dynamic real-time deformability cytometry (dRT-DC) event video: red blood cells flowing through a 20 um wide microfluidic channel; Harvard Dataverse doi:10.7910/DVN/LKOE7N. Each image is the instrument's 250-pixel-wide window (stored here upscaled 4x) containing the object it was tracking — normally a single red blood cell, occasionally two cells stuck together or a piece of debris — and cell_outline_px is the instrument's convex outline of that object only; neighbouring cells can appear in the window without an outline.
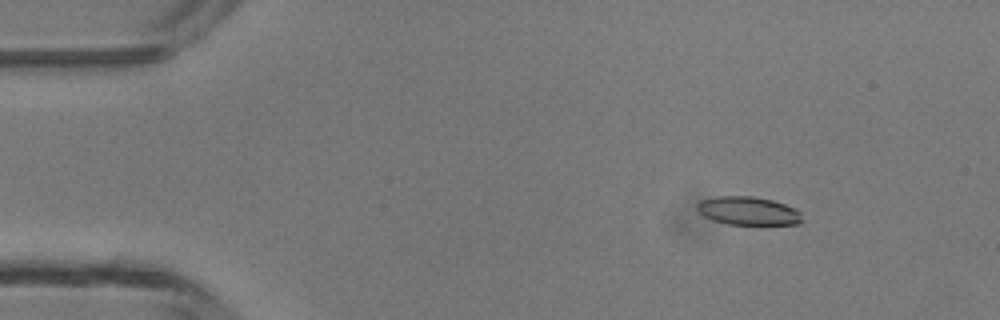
{"species": "common noctule bat (a hibernating species)", "species_latin": "Nyctalus noctula", "temperature_condition": "room temperature", "stored_images_in_passage": 48, "camera_frame_rate_fps": 3000, "um_per_image_px": 0.085, "animal": {"sex": "male", "body_mass_g": 13.3}, "frame": {"image": 1, "passage_image": 7, "time_ms": 2.0, "image_size_px": [1000, 320], "cell_outline_px": [[804, 220], [800, 224], [728, 224], [712, 220], [704, 216], [696, 208], [696, 204], [700, 200], [716, 196], [752, 196], [772, 200], [796, 208], [800, 212]], "centroid_in_image_um": [63.6, 17.92], "position_along_channel_um": 21.4, "area_um2": 17.46}}
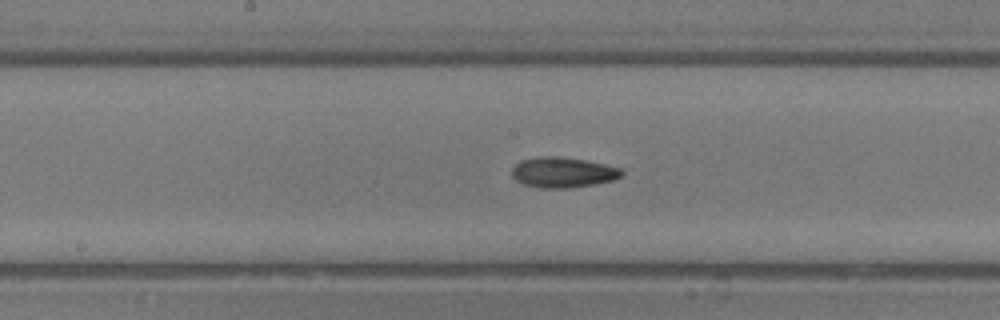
{"frame": {"image": 2, "passage_image": 25, "time_ms": 8.0, "image_size_px": [1000, 320], "cell_outline_px": [[624, 172], [620, 176], [612, 180], [592, 184], [568, 188], [540, 188], [524, 184], [516, 180], [512, 176], [512, 168], [520, 160], [540, 156], [556, 156], [584, 160], [604, 164], [620, 168]], "centroid_in_image_um": [47.8, 14.65], "position_along_channel_um": 200.4, "area_um2": 19.25}}
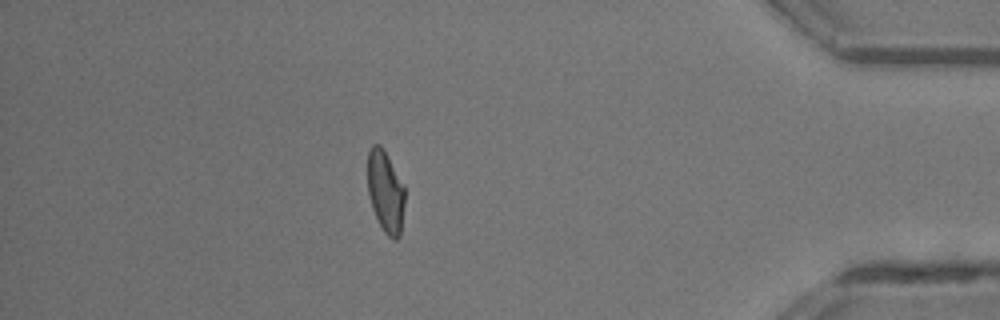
{"frame": {"image": 3, "passage_image": 42, "time_ms": 13.667, "image_size_px": [1000, 320], "cell_outline_px": [[404, 204], [400, 236], [396, 240], [392, 240], [384, 232], [372, 208], [368, 192], [368, 152], [372, 144], [380, 144], [404, 184]], "centroid_in_image_um": [32.77, 16.3], "position_along_channel_um": 402.4, "area_um2": 17.63}, "authors_computed_cell_mechanics": {"area_um2": 18.5538, "velocity_mm_per_s": 4.3869, "shape_relaxation_time_tau1_ms": 4.9804, "shape_relaxation_time_tau2_ms": 3.8972, "deformation_change_tau1": 0.1658, "deformation_change_tau2": 0.1119}}